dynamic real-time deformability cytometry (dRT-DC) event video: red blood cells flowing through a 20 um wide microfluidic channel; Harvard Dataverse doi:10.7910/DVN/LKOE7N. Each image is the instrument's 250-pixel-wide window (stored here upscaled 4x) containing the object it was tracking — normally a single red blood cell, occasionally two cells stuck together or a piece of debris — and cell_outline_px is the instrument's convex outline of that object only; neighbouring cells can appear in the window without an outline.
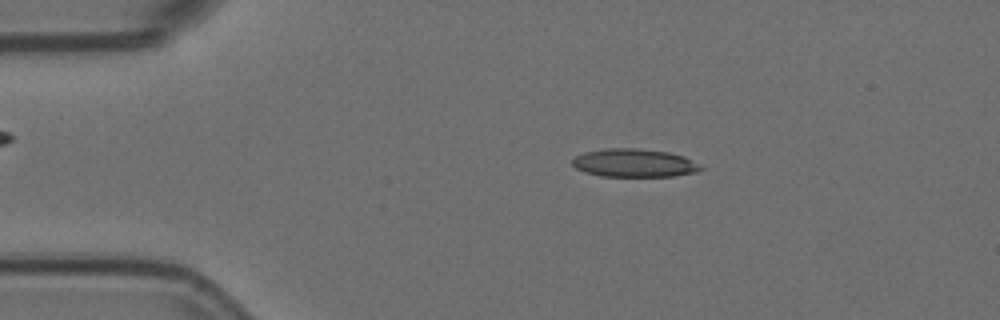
{"species": "Egyptian fruit bat (a non-hibernating species)", "species_latin": "Rousettus aegyptiacus", "temperature_condition": "room temperature", "stored_images_in_passage": 56, "camera_frame_rate_fps": 3000, "um_per_image_px": 0.085, "animal": {"sex": "female"}, "frame": {"image": 1, "passage_image": 10, "time_ms": 3.0, "image_size_px": [1000, 320], "cell_outline_px": [[704, 168], [696, 172], [672, 176], [600, 176], [584, 172], [576, 168], [572, 164], [572, 160], [576, 156], [584, 152], [604, 148], [636, 148], [668, 152], [684, 156], [700, 164]], "centroid_in_image_um": [53.9, 13.85], "position_along_channel_um": 31.1, "area_um2": 21.15}}
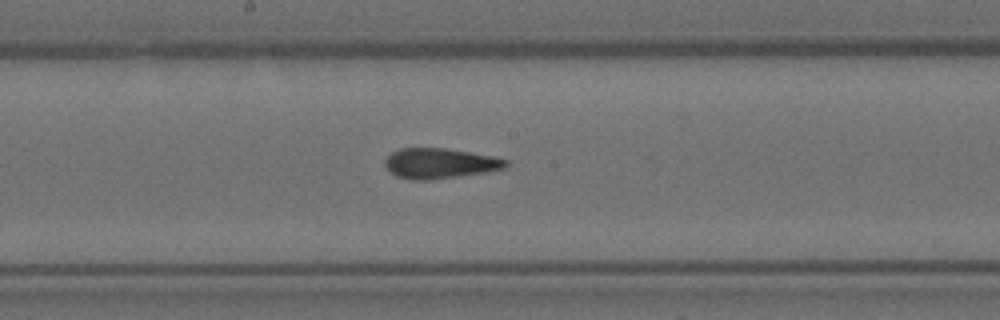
{"frame": {"image": 2, "passage_image": 29, "time_ms": 9.333, "image_size_px": [1000, 320], "cell_outline_px": [[508, 164], [504, 168], [484, 172], [428, 180], [412, 180], [396, 176], [384, 164], [384, 160], [392, 152], [400, 148], [444, 148], [492, 156], [508, 160]], "centroid_in_image_um": [37.35, 13.88], "position_along_channel_um": 210.8, "area_um2": 20.98}}
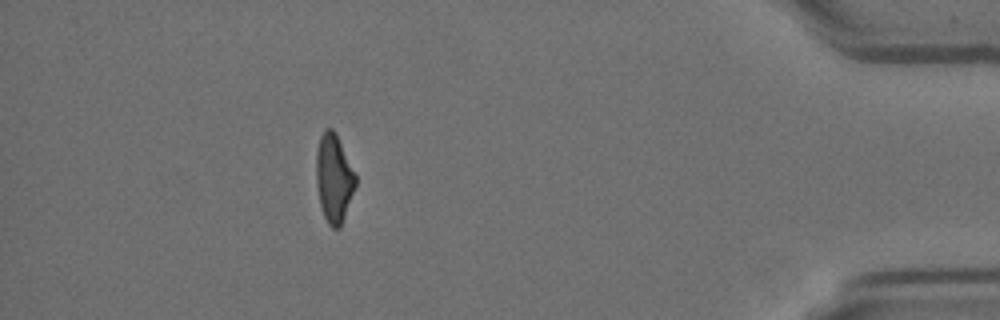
{"frame": {"image": 3, "passage_image": 50, "time_ms": 16.333, "image_size_px": [1000, 320], "cell_outline_px": [[356, 184], [340, 228], [332, 228], [328, 224], [324, 216], [320, 204], [316, 184], [316, 152], [320, 136], [324, 128], [332, 128], [336, 132], [356, 172]], "centroid_in_image_um": [28.38, 15.1], "position_along_channel_um": 406.8, "area_um2": 20.46}, "authors_computed_cell_mechanics": {"area_um2": 21.1259, "velocity_mm_per_s": 3.57, "shape_relaxation_time_tau1_ms": null, "shape_relaxation_time_tau2_ms": 1.9764, "deformation_change_tau1": null, "deformation_change_tau2": 0.0847}}